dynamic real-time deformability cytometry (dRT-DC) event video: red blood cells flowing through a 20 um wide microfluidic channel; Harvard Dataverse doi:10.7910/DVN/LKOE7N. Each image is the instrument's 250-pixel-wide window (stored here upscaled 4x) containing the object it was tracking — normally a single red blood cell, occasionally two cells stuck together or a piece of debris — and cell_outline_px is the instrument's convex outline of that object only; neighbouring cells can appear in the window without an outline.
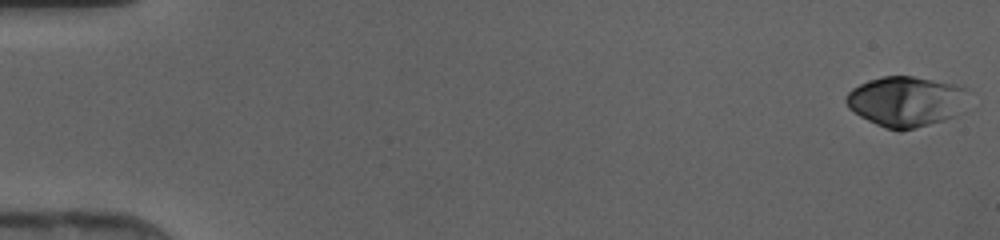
{"species": "human", "species_latin": "Homo sapiens", "temperature_condition": "cold", "stored_images_in_passage": 46, "camera_frame_rate_fps": 3000, "um_per_image_px": 0.085, "donor": {"sex": "female"}, "frame": {"image": 1, "passage_image": 1, "time_ms": 0.0, "image_size_px": [1000, 240], "cell_outline_px": [[968, 88], [956, 116], [944, 120], [900, 132], [884, 128], [860, 116], [848, 108], [844, 100], [844, 96], [852, 88], [868, 80], [884, 76], [912, 76], [952, 84]], "centroid_in_image_um": [76.93, 8.63], "position_along_channel_um": 8.1, "area_um2": 35.55}}
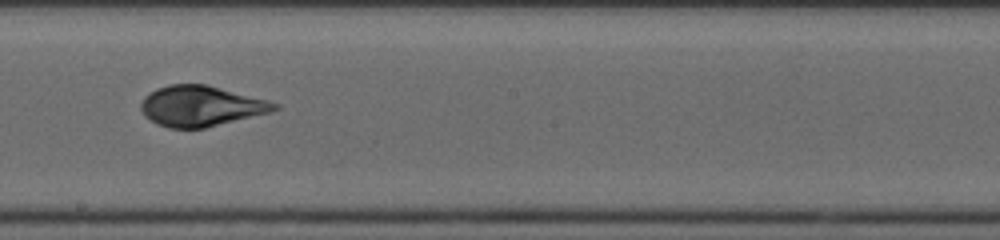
{"frame": {"image": 2, "passage_image": 27, "time_ms": 8.667, "image_size_px": [1000, 240], "cell_outline_px": [[280, 108], [272, 112], [204, 128], [168, 128], [156, 124], [144, 116], [140, 108], [140, 104], [144, 96], [156, 88], [168, 84], [208, 84], [268, 100], [280, 104]], "centroid_in_image_um": [17.07, 9.01], "position_along_channel_um": 231.1, "area_um2": 31.85}}
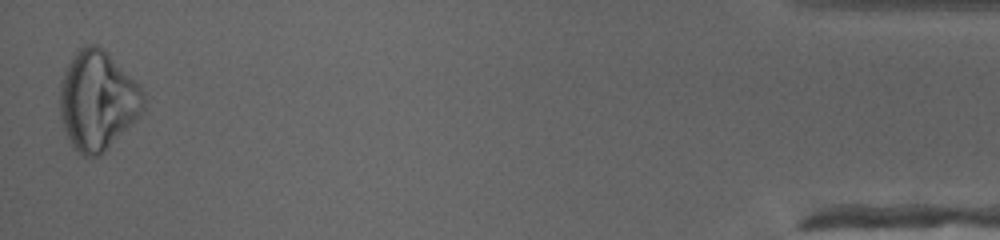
{"frame": {"image": 3, "passage_image": 46, "time_ms": 15.0, "image_size_px": [1000, 240], "cell_outline_px": [[144, 108], [108, 148], [104, 152], [96, 156], [84, 156], [72, 144], [64, 128], [60, 116], [60, 80], [68, 64], [76, 52], [80, 48], [88, 44], [96, 44], [104, 48], [108, 52], [144, 92]], "centroid_in_image_um": [8.26, 8.51], "position_along_channel_um": 426.9, "area_um2": 47.45}}